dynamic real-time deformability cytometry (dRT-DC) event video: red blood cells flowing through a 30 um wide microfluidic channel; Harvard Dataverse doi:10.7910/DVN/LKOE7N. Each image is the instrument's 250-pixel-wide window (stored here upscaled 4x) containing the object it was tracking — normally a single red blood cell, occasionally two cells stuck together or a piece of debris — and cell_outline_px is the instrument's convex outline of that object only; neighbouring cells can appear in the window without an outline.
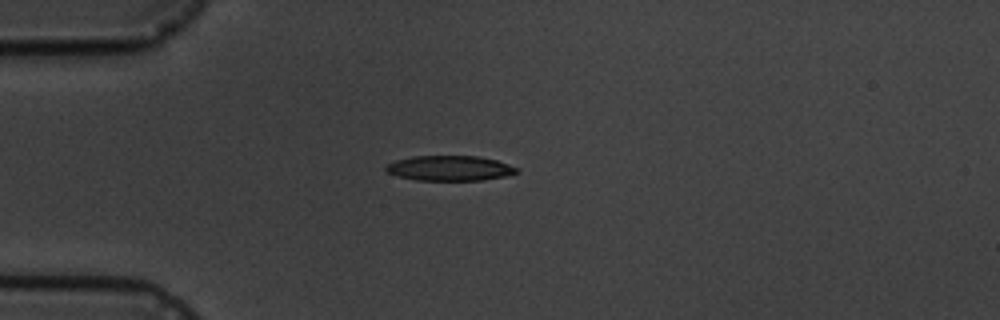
{"species": "common noctule bat (a hibernating species)", "species_latin": "Nyctalus noctula", "temperature_condition": "cold", "stored_images_in_passage": 8, "camera_frame_rate_fps": 3000, "um_per_image_px": 0.085, "animal": {"sex": "male", "body_mass_g": 19.5, "forearm_length_mm": 54.6}, "frame": {"image": 1, "passage_image": 4, "time_ms": 3.667, "image_size_px": [1000, 320], "cell_outline_px": [[520, 168], [516, 172], [504, 176], [484, 180], [416, 180], [400, 176], [388, 172], [384, 168], [388, 164], [396, 160], [412, 156], [476, 156], [496, 160]], "centroid_in_image_um": [38.23, 14.29], "position_along_channel_um": 46.8, "area_um2": 18.9}}
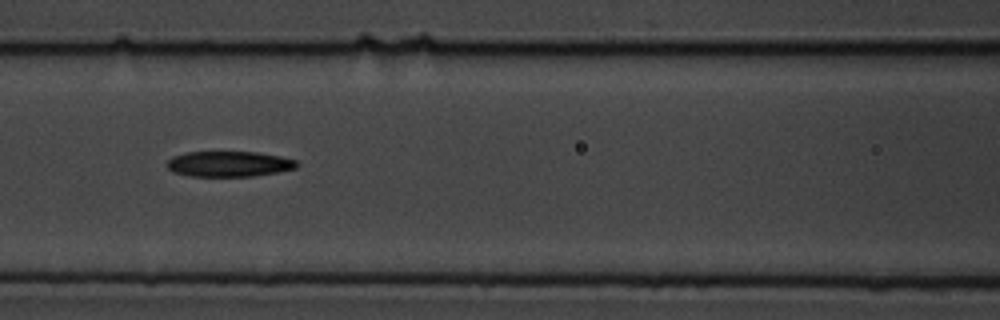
{"frame": {"image": 2, "passage_image": 7, "time_ms": 7.0, "image_size_px": [1000, 320], "cell_outline_px": [[300, 164], [296, 168], [276, 172], [252, 176], [188, 176], [172, 172], [168, 168], [168, 160], [172, 156], [188, 152], [256, 152], [280, 156], [296, 160]], "centroid_in_image_um": [19.46, 13.93], "position_along_channel_um": 147.1, "area_um2": 19.25}}
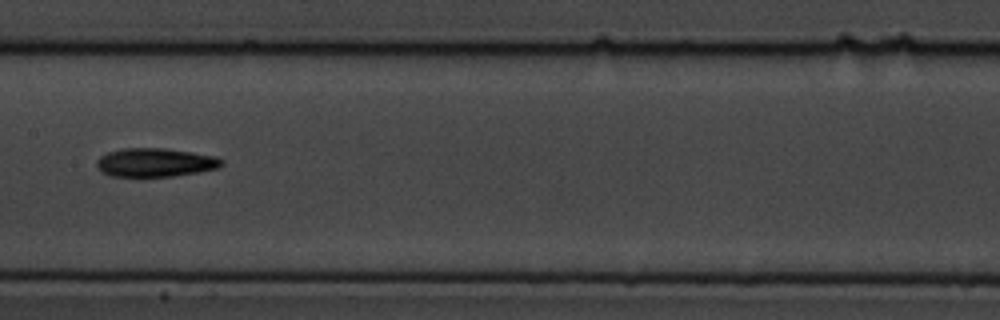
{"frame": {"image": 3, "passage_image": 8, "time_ms": 8.333, "image_size_px": [1000, 320], "cell_outline_px": [[224, 164], [216, 168], [200, 172], [172, 176], [108, 176], [96, 164], [96, 160], [100, 156], [108, 152], [124, 148], [164, 148], [192, 152], [216, 156], [224, 160]], "centroid_in_image_um": [13.22, 13.8], "position_along_channel_um": 194.2, "area_um2": 20.81}}